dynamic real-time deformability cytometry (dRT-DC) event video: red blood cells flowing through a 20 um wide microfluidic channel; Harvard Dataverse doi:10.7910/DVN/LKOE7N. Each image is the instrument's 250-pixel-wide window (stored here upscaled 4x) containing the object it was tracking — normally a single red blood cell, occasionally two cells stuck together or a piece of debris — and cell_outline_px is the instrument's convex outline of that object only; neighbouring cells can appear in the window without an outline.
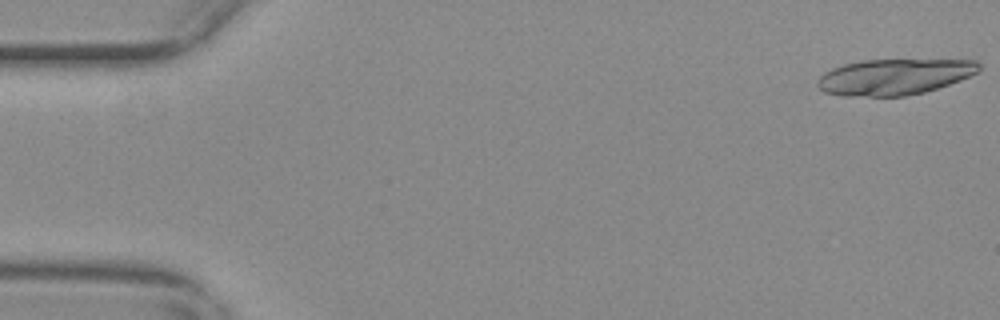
{"species": "common noctule bat (a hibernating species)", "species_latin": "Nyctalus noctula", "temperature_condition": "warm", "stored_images_in_passage": 18, "camera_frame_rate_fps": 3000, "um_per_image_px": 0.085, "animal": {"sex": "female", "body_mass_g": 29.2, "forearm_length_mm": 56.3}, "frame": {"image": 1, "passage_image": 1, "time_ms": 0.0, "image_size_px": [1000, 320], "cell_outline_px": [[980, 68], [976, 72], [960, 80], [924, 92], [904, 96], [844, 96], [824, 92], [816, 84], [816, 80], [824, 72], [832, 68], [844, 64], [864, 60], [976, 60], [980, 64]], "centroid_in_image_um": [75.97, 6.53], "position_along_channel_um": 9.0, "area_um2": 33.58}}